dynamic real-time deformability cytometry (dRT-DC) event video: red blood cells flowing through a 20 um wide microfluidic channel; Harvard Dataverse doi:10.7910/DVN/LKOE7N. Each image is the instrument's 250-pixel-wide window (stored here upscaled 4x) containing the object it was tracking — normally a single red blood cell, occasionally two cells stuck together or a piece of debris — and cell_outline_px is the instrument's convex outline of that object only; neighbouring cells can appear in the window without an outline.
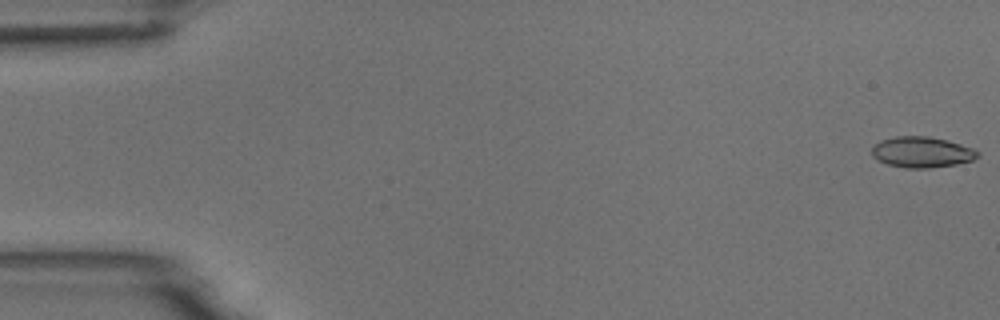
{"species": "common noctule bat (a hibernating species)", "species_latin": "Nyctalus noctula", "temperature_condition": "room temperature", "stored_images_in_passage": 14, "camera_frame_rate_fps": 3000, "um_per_image_px": 0.085, "animal": {"sex": "male", "body_mass_g": 18.8}, "frame": {"image": 1, "passage_image": 1, "time_ms": 0.0, "image_size_px": [1000, 320], "cell_outline_px": [[980, 156], [972, 160], [956, 164], [928, 168], [904, 168], [888, 164], [872, 156], [872, 148], [880, 140], [896, 136], [928, 136], [960, 144], [972, 148], [980, 152]], "centroid_in_image_um": [78.36, 12.93], "position_along_channel_um": 6.6, "area_um2": 18.84}}
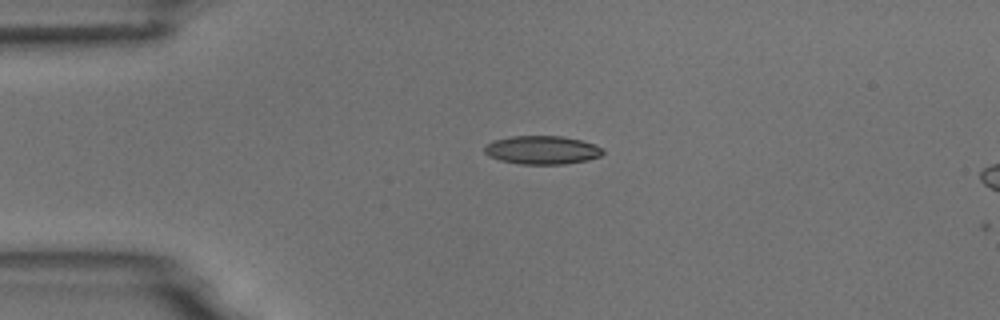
{"frame": {"image": 2, "passage_image": 13, "time_ms": 4.0, "image_size_px": [1000, 320], "cell_outline_px": [[604, 152], [600, 156], [588, 160], [564, 164], [520, 164], [500, 160], [488, 156], [484, 152], [484, 144], [492, 140], [512, 136], [560, 136], [580, 140], [596, 144], [604, 148]], "centroid_in_image_um": [46.06, 12.75], "position_along_channel_um": 38.9, "area_um2": 19.83}}